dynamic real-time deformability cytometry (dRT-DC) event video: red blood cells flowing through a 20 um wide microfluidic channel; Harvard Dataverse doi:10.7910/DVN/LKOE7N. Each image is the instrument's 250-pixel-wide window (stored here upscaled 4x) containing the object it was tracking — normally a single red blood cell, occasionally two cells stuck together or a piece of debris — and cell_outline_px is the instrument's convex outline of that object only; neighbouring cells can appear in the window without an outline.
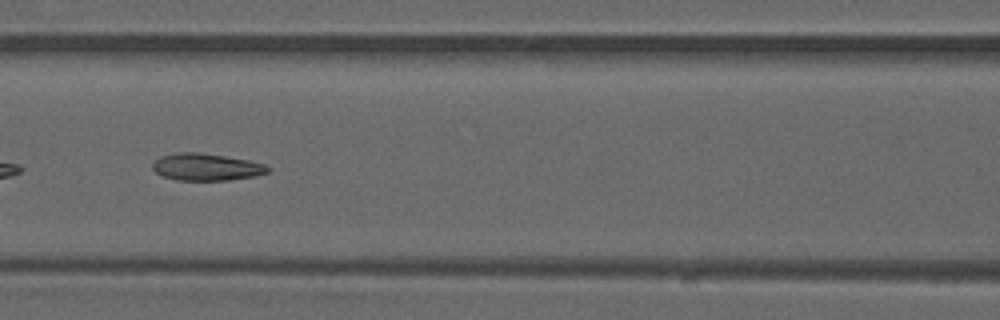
{"species": "common noctule bat (a hibernating species)", "species_latin": "Nyctalus noctula", "temperature_condition": "warm", "stored_images_in_passage": 22, "camera_frame_rate_fps": 3000, "um_per_image_px": 0.085, "animal": {"sex": "male", "forearm_length_mm": 52.5}, "frame": {"image": 1, "passage_image": 7, "time_ms": 2.0, "image_size_px": [1000, 320], "cell_outline_px": [[272, 168], [268, 172], [252, 176], [228, 180], [180, 180], [164, 176], [156, 172], [152, 168], [152, 164], [160, 156], [176, 152], [196, 152], [224, 156], [248, 160], [264, 164]], "centroid_in_image_um": [17.53, 14.19], "position_along_channel_um": 149.1, "area_um2": 17.98}}
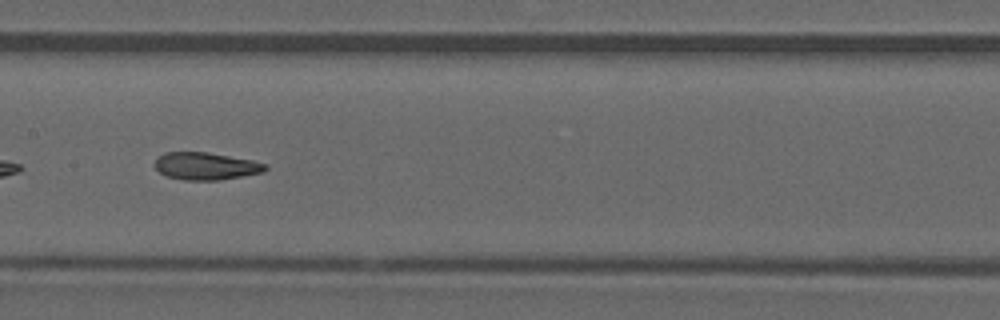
{"frame": {"image": 2, "passage_image": 10, "time_ms": 3.0, "image_size_px": [1000, 320], "cell_outline_px": [[268, 168], [264, 172], [220, 180], [184, 180], [168, 176], [160, 172], [152, 164], [156, 156], [164, 152], [208, 152], [252, 160], [268, 164]], "centroid_in_image_um": [17.48, 14.11], "position_along_channel_um": 189.9, "area_um2": 17.86}}